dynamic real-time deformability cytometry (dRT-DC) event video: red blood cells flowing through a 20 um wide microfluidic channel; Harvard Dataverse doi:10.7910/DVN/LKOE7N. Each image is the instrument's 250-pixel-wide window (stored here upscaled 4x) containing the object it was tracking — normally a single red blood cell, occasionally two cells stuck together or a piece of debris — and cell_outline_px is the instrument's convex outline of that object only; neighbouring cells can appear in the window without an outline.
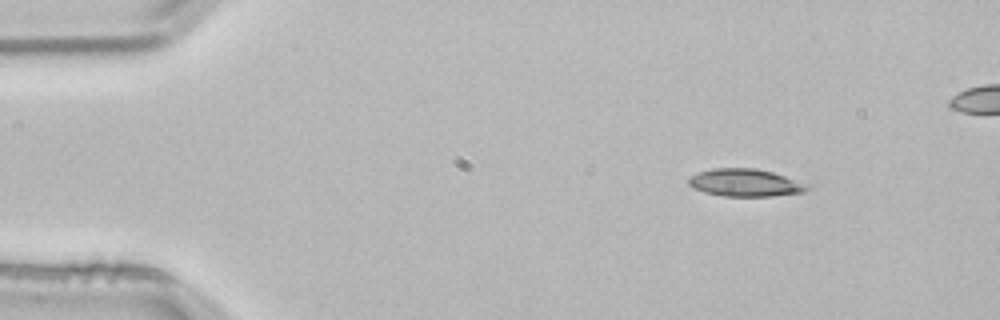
{"species": "common noctule bat (a hibernating species)", "species_latin": "Nyctalus noctula", "temperature_condition": "room temperature", "stored_images_in_passage": 4, "camera_frame_rate_fps": 3000, "um_per_image_px": 0.085, "animal": {"sex": "male", "body_mass_g": 21.5, "forearm_length_mm": 52.0}, "frame": {"image": 1, "passage_image": 1, "time_ms": 0.0, "image_size_px": [1000, 320], "cell_outline_px": [[812, 188], [804, 192], [772, 196], [724, 196], [704, 192], [692, 188], [688, 184], [688, 176], [696, 172], [712, 168], [756, 168], [772, 172], [812, 184]], "centroid_in_image_um": [63.36, 15.52], "position_along_channel_um": 21.6, "area_um2": 19.48}}